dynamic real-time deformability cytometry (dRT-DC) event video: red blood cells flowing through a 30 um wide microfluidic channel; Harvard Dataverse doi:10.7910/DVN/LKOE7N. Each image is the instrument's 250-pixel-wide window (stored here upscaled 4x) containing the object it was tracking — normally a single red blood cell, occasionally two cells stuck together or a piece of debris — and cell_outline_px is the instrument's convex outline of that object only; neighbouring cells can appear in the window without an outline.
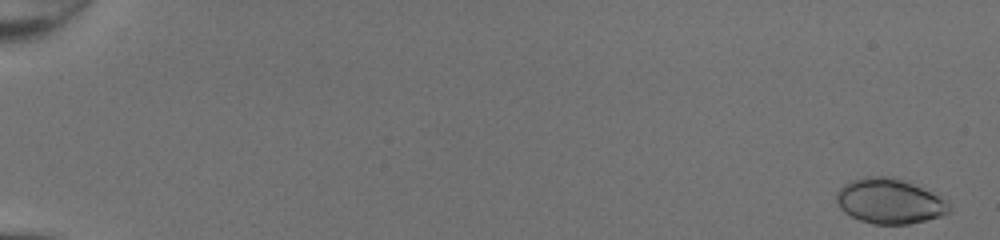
{"species": "common noctule bat (a hibernating species)", "species_latin": "Nyctalus noctula", "temperature_condition": "room temperature", "stored_images_in_passage": 50, "camera_frame_rate_fps": 3000, "um_per_image_px": 0.085, "animal": {"sex": "female", "body_mass_g": 20.0, "forearm_length_mm": 54.0}, "frame": {"image": 1, "passage_image": 1, "time_ms": 0.0, "image_size_px": [1000, 240], "cell_outline_px": [[952, 208], [948, 212], [940, 216], [908, 224], [872, 224], [860, 220], [844, 212], [840, 208], [836, 200], [836, 192], [844, 184], [852, 180], [864, 176], [892, 176], [908, 180], [944, 200]], "centroid_in_image_um": [75.57, 17.08], "position_along_channel_um": 9.4, "area_um2": 29.54}}
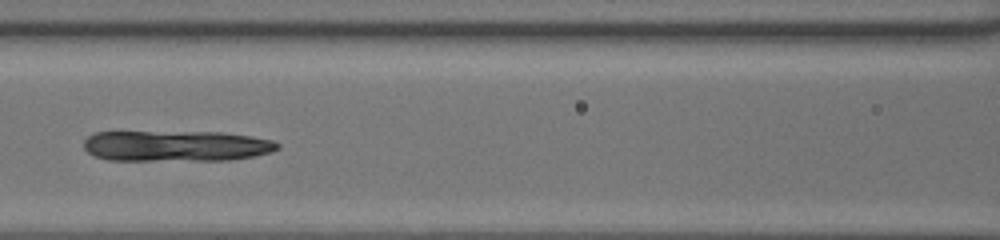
{"frame": {"image": 2, "passage_image": 25, "time_ms": 8.0, "image_size_px": [1000, 240], "cell_outline_px": [[280, 148], [272, 152], [256, 156], [228, 160], [108, 160], [96, 156], [88, 152], [84, 148], [84, 140], [88, 136], [96, 132], [224, 132], [252, 136], [272, 140], [280, 144]], "centroid_in_image_um": [15.02, 12.4], "position_along_channel_um": 151.6, "area_um2": 35.03}}
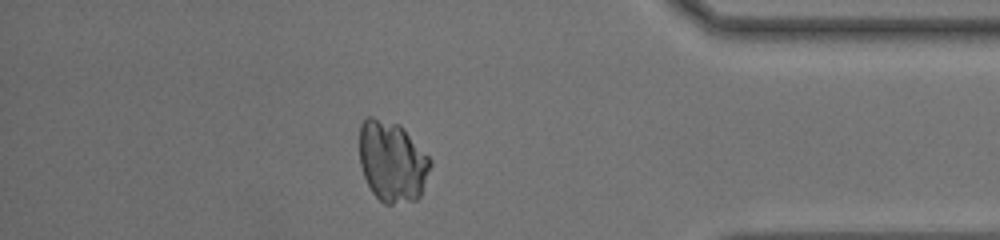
{"frame": {"image": 3, "passage_image": 44, "time_ms": 14.333, "image_size_px": [1000, 240], "cell_outline_px": [[432, 164], [420, 196], [416, 200], [392, 204], [384, 204], [372, 192], [364, 176], [360, 164], [360, 124], [368, 116], [372, 116], [400, 124], [404, 128], [432, 160]], "centroid_in_image_um": [33.34, 13.71], "position_along_channel_um": 401.9, "area_um2": 33.52}}